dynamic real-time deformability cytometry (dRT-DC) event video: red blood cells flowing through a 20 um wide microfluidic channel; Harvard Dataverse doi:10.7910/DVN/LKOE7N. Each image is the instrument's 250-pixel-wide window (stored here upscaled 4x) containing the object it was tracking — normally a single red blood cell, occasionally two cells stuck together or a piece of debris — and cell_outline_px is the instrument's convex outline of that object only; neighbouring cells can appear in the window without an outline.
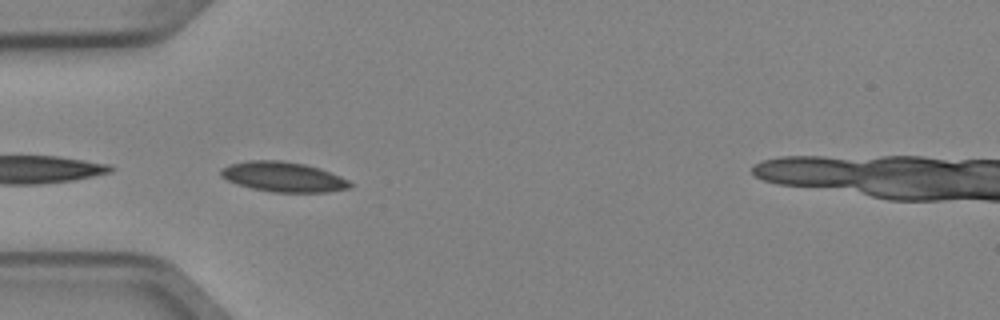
{"species": "Egyptian fruit bat (a non-hibernating species)", "species_latin": "Rousettus aegyptiacus", "temperature_condition": "cold", "stored_images_in_passage": 5, "camera_frame_rate_fps": 3000, "um_per_image_px": 0.085, "animal": {"sex": "female"}, "frame": {"image": 1, "passage_image": 4, "time_ms": 1.0, "image_size_px": [1000, 320], "cell_outline_px": [[352, 188], [328, 192], [272, 192], [252, 188], [236, 184], [220, 176], [220, 168], [228, 164], [248, 160], [280, 160], [304, 164], [320, 168], [340, 176], [348, 180], [352, 184]], "centroid_in_image_um": [24.06, 15.03], "position_along_channel_um": 60.9, "area_um2": 22.72}}
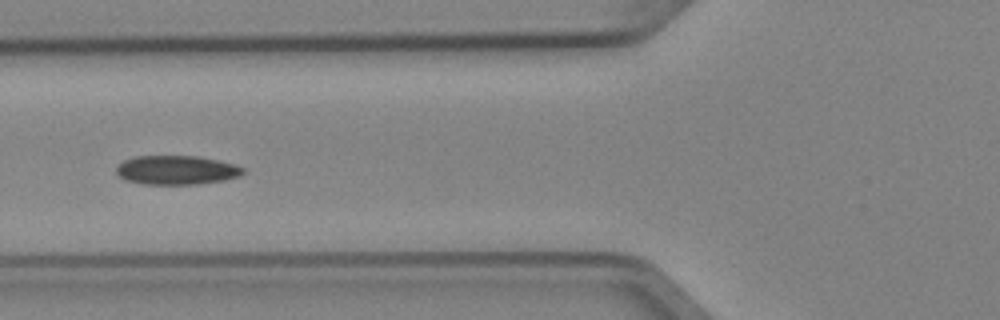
{"frame": {"image": 2, "passage_image": 5, "time_ms": 1.333, "image_size_px": [1000, 320], "cell_outline_px": [[244, 172], [240, 176], [224, 180], [200, 184], [144, 184], [128, 180], [120, 176], [116, 172], [116, 168], [124, 160], [136, 156], [200, 156], [232, 164], [244, 168]], "centroid_in_image_um": [15.02, 14.45], "position_along_channel_um": 110.8, "area_um2": 21.27}}